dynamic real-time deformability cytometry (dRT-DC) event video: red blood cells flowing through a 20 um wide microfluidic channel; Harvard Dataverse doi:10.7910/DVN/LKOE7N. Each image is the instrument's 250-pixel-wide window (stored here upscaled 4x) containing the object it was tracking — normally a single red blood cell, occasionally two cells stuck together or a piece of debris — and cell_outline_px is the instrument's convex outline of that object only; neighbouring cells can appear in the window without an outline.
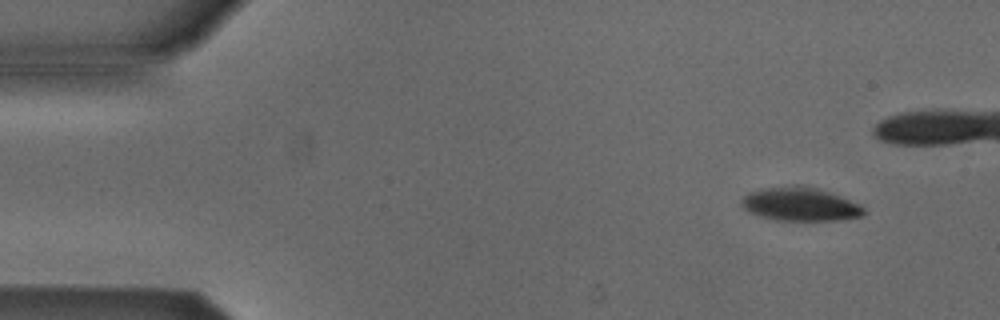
{"species": "Egyptian fruit bat (a non-hibernating species)", "species_latin": "Rousettus aegyptiacus", "temperature_condition": "cold", "stored_images_in_passage": 4, "camera_frame_rate_fps": 3000, "um_per_image_px": 0.085, "animal": {"sex": "male"}, "frame": {"image": 1, "passage_image": 1, "time_ms": 0.0, "image_size_px": [1000, 320], "cell_outline_px": [[868, 212], [864, 216], [840, 220], [776, 220], [760, 216], [748, 212], [740, 204], [740, 200], [748, 192], [760, 188], [796, 184], [816, 188], [832, 192], [860, 204]], "centroid_in_image_um": [68.02, 17.34], "position_along_channel_um": 17.0, "area_um2": 24.39}}